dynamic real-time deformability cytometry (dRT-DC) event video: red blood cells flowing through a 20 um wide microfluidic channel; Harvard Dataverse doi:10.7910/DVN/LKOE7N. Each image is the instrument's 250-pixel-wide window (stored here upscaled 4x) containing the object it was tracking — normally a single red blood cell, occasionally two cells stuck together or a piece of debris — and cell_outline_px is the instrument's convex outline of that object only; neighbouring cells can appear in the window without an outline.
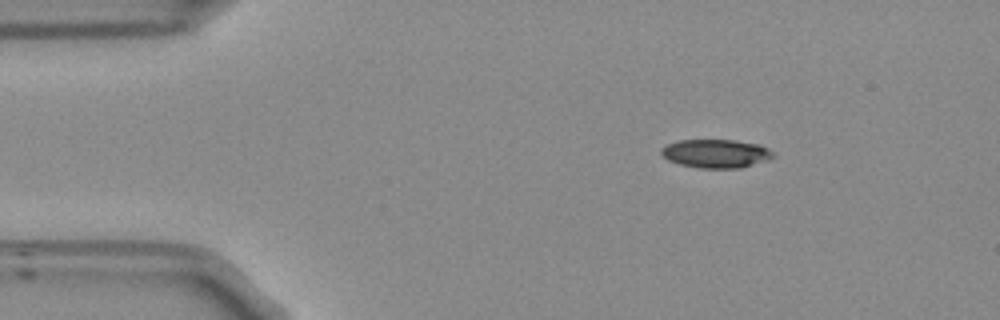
{"species": "Egyptian fruit bat (a non-hibernating species)", "species_latin": "Rousettus aegyptiacus", "temperature_condition": "room temperature", "stored_images_in_passage": 47, "camera_frame_rate_fps": 3000, "um_per_image_px": 0.085, "frame": {"image": 1, "passage_image": 1, "time_ms": 0.0, "image_size_px": [1000, 320], "cell_outline_px": [[776, 156], [768, 160], [740, 168], [700, 168], [680, 164], [668, 160], [660, 152], [660, 148], [668, 144], [680, 140], [736, 140], [760, 144], [768, 148]], "centroid_in_image_um": [60.88, 13.05], "position_along_channel_um": 24.1, "area_um2": 18.67}}
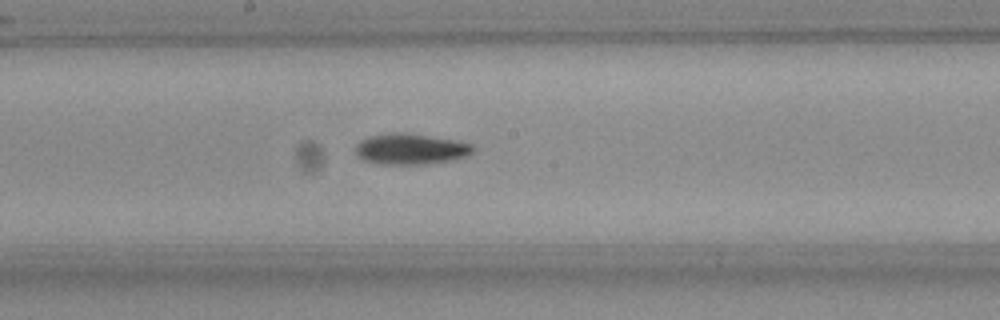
{"frame": {"image": 2, "passage_image": 21, "time_ms": 6.667, "image_size_px": [1000, 320], "cell_outline_px": [[476, 148], [472, 152], [464, 156], [448, 160], [424, 164], [380, 164], [364, 160], [356, 152], [356, 144], [360, 140], [368, 136], [392, 132], [408, 132], [452, 140], [472, 144]], "centroid_in_image_um": [34.86, 12.65], "position_along_channel_um": 213.3, "area_um2": 20.92}}
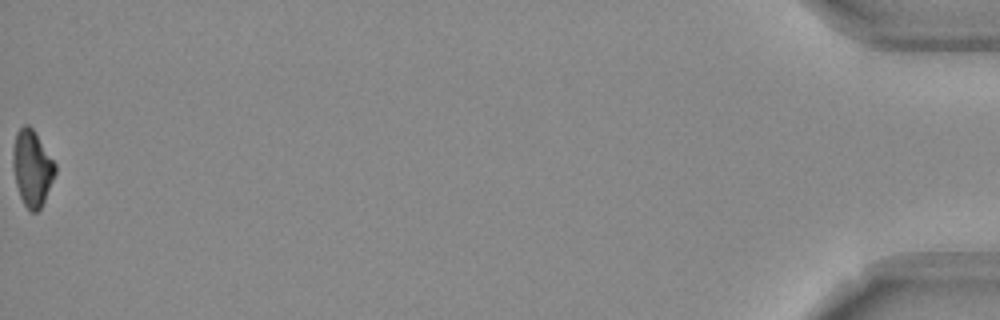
{"frame": {"image": 3, "passage_image": 47, "time_ms": 15.333, "image_size_px": [1000, 320], "cell_outline_px": [[56, 172], [44, 200], [40, 208], [36, 212], [32, 212], [24, 204], [20, 196], [16, 184], [12, 164], [12, 152], [16, 132], [24, 124], [28, 124], [32, 128], [56, 164]], "centroid_in_image_um": [2.71, 14.27], "position_along_channel_um": 432.5, "area_um2": 18.5}, "authors_computed_cell_mechanics": {"area_um2": 19.941, "velocity_mm_per_s": 3.7698, "shape_relaxation_time_tau1_ms": 5.5166, "shape_relaxation_time_tau2_ms": null, "deformation_change_tau1": 0.1739, "deformation_change_tau2": null}}